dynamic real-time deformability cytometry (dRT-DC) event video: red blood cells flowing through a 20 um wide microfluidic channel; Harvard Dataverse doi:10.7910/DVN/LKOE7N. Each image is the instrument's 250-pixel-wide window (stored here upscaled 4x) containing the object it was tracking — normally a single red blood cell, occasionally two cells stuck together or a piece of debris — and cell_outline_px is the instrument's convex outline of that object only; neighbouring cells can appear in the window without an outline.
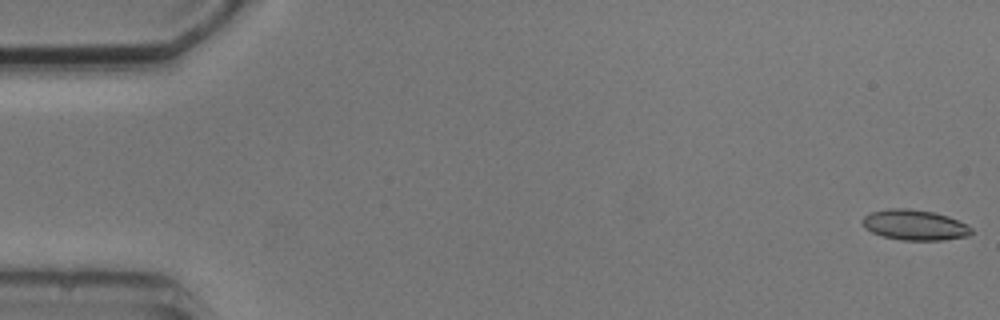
{"species": "common noctule bat (a hibernating species)", "species_latin": "Nyctalus noctula", "temperature_condition": "cold", "stored_images_in_passage": 5, "camera_frame_rate_fps": 3000, "um_per_image_px": 0.085, "animal": {"sex": "male", "body_mass_g": 20.5, "forearm_length_mm": 52.5}, "frame": {"image": 1, "passage_image": 1, "time_ms": 0.0, "image_size_px": [1000, 320], "cell_outline_px": [[972, 232], [968, 236], [944, 240], [900, 240], [880, 236], [864, 228], [860, 220], [864, 216], [872, 212], [888, 208], [908, 208], [932, 212], [948, 216], [968, 224], [972, 228]], "centroid_in_image_um": [77.73, 19.13], "position_along_channel_um": 7.3, "area_um2": 19.54}}
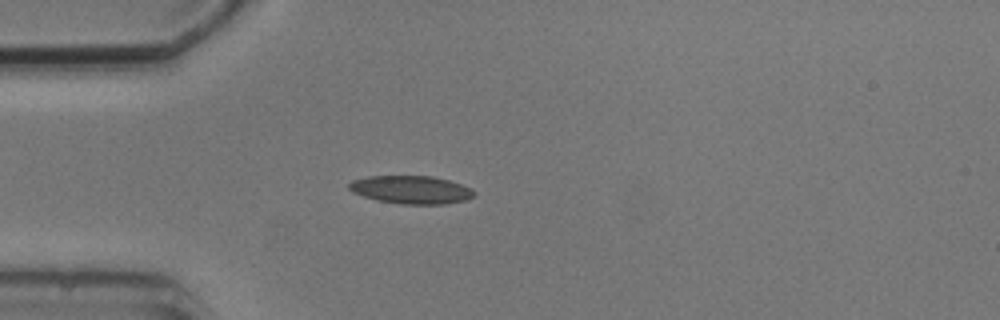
{"frame": {"image": 2, "passage_image": 5, "time_ms": 4.667, "image_size_px": [1000, 320], "cell_outline_px": [[476, 196], [468, 200], [444, 204], [400, 204], [376, 200], [352, 192], [348, 188], [348, 184], [352, 180], [368, 176], [432, 176], [448, 180], [472, 188], [476, 192]], "centroid_in_image_um": [34.97, 16.13], "position_along_channel_um": 50.0, "area_um2": 20.63}}